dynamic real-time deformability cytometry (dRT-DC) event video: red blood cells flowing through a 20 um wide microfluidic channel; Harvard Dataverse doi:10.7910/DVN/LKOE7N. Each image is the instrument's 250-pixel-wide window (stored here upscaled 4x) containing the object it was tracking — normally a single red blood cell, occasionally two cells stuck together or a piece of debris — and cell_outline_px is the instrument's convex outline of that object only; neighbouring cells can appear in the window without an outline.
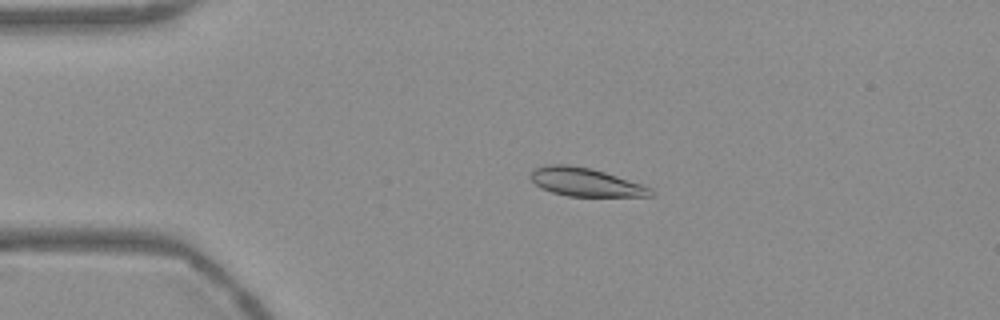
{"species": "Egyptian fruit bat (a non-hibernating species)", "species_latin": "Rousettus aegyptiacus", "temperature_condition": "warm", "stored_images_in_passage": 54, "camera_frame_rate_fps": 3000, "um_per_image_px": 0.085, "frame": {"image": 1, "passage_image": 11, "time_ms": 3.333, "image_size_px": [1000, 320], "cell_outline_px": [[652, 196], [568, 196], [552, 192], [540, 188], [532, 180], [532, 172], [536, 168], [544, 164], [568, 164], [592, 168], [652, 188]], "centroid_in_image_um": [49.73, 15.47], "position_along_channel_um": 35.3, "area_um2": 19.59}}
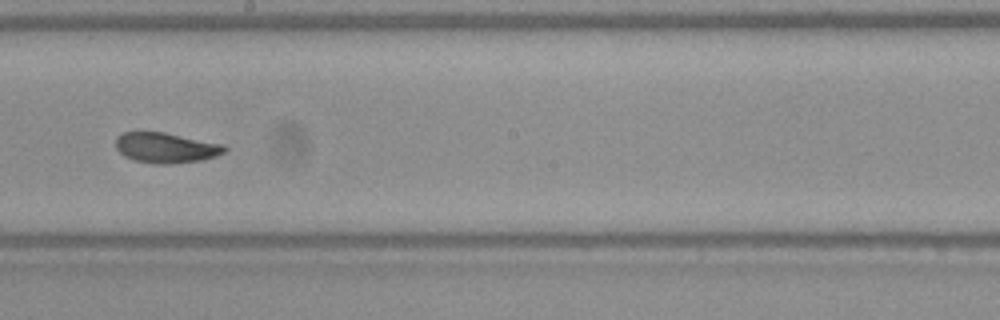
{"frame": {"image": 2, "passage_image": 30, "time_ms": 9.667, "image_size_px": [1000, 320], "cell_outline_px": [[228, 148], [224, 152], [216, 156], [200, 160], [168, 164], [156, 164], [136, 160], [124, 156], [116, 148], [116, 136], [124, 132], [164, 132], [224, 144]], "centroid_in_image_um": [14.11, 12.55], "position_along_channel_um": 234.1, "area_um2": 19.13}}
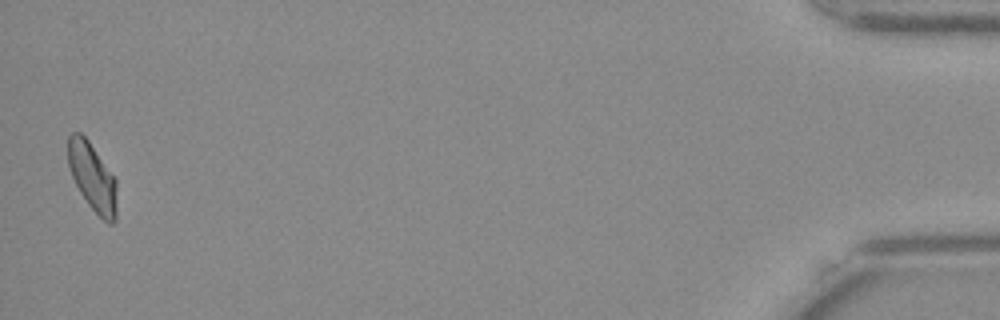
{"frame": {"image": 3, "passage_image": 53, "time_ms": 17.333, "image_size_px": [1000, 320], "cell_outline_px": [[116, 220], [112, 224], [108, 224], [88, 204], [80, 192], [72, 176], [68, 164], [68, 136], [72, 132], [80, 132], [88, 140], [116, 180]], "centroid_in_image_um": [7.85, 15.05], "position_along_channel_um": 427.4, "area_um2": 19.07}, "authors_computed_cell_mechanics": {"area_um2": 19.5075, "velocity_mm_per_s": 3.7354, "shape_relaxation_time_tau1_ms": 9.3847, "shape_relaxation_time_tau2_ms": 1.6353, "deformation_change_tau1": 0.1874, "deformation_change_tau2": 0.0475}}